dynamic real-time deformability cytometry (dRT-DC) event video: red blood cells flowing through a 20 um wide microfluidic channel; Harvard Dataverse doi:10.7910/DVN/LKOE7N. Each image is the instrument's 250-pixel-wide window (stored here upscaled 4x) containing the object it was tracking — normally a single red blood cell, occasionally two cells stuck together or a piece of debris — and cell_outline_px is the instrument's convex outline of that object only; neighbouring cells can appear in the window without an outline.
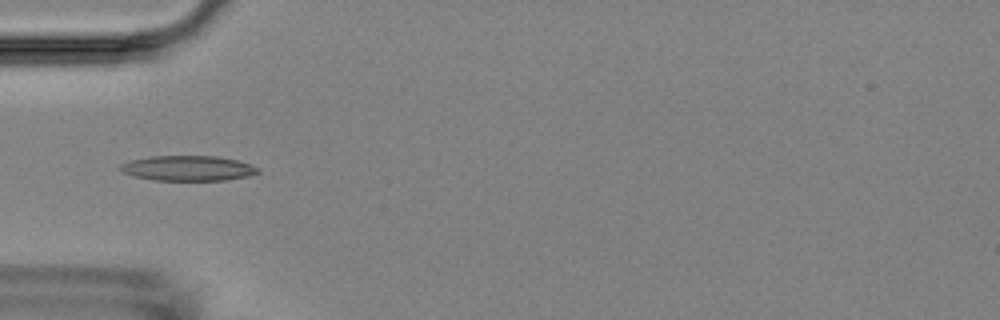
{"species": "Egyptian fruit bat (a non-hibernating species)", "species_latin": "Rousettus aegyptiacus", "temperature_condition": "room temperature", "stored_images_in_passage": 8, "camera_frame_rate_fps": 3000, "um_per_image_px": 0.085, "animal": {"sex": "female"}, "frame": {"image": 1, "passage_image": 5, "time_ms": 4.667, "image_size_px": [1000, 320], "cell_outline_px": [[260, 172], [248, 176], [224, 180], [152, 180], [132, 176], [120, 172], [116, 168], [120, 164], [132, 160], [148, 156], [216, 156], [236, 160], [260, 168]], "centroid_in_image_um": [15.9, 14.3], "position_along_channel_um": 69.1, "area_um2": 20.29}}
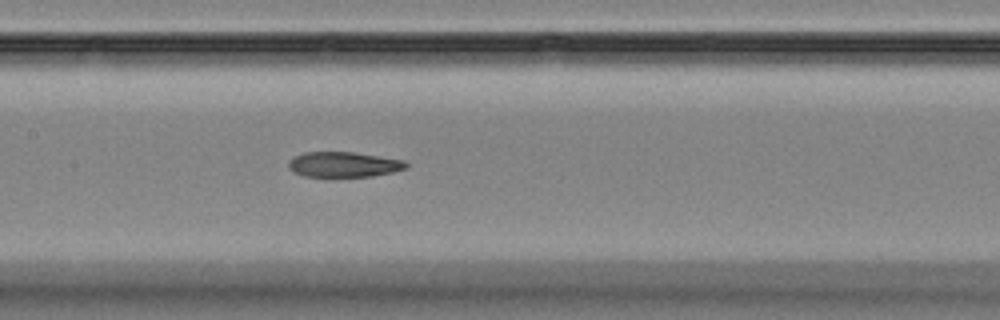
{"frame": {"image": 2, "passage_image": 8, "time_ms": 7.667, "image_size_px": [1000, 320], "cell_outline_px": [[408, 168], [392, 172], [372, 176], [304, 176], [292, 172], [288, 168], [288, 160], [292, 156], [304, 152], [352, 152], [404, 160], [408, 164]], "centroid_in_image_um": [29.17, 13.97], "position_along_channel_um": 178.2, "area_um2": 17.34}}